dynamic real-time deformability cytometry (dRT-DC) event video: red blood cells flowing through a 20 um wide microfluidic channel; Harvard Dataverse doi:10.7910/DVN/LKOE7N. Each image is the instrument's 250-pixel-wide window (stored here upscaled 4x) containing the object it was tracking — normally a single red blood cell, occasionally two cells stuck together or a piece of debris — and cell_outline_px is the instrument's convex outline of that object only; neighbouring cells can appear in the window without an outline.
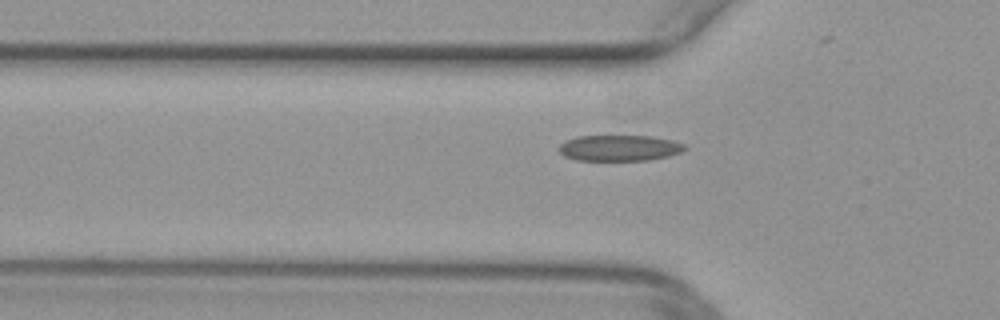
{"species": "common noctule bat (a hibernating species)", "species_latin": "Nyctalus noctula", "temperature_condition": "warm", "stored_images_in_passage": 30, "camera_frame_rate_fps": 3000, "um_per_image_px": 0.085, "animal": {"sex": "female", "body_mass_g": 29.2, "forearm_length_mm": 56.3}, "frame": {"image": 1, "passage_image": 7, "time_ms": 2.0, "image_size_px": [1000, 320], "cell_outline_px": [[688, 148], [680, 152], [668, 156], [648, 160], [576, 160], [564, 156], [560, 152], [560, 144], [564, 140], [576, 136], [652, 136], [672, 140], [684, 144]], "centroid_in_image_um": [52.64, 12.57], "position_along_channel_um": 73.2, "area_um2": 19.02}}
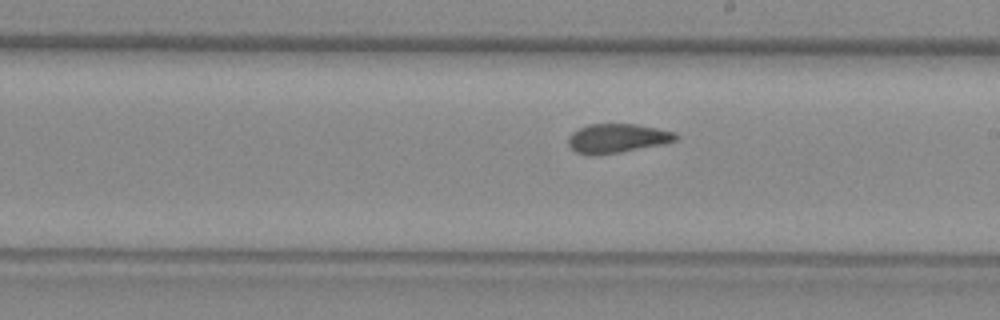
{"frame": {"image": 2, "passage_image": 19, "time_ms": 6.0, "image_size_px": [1000, 320], "cell_outline_px": [[680, 136], [676, 140], [664, 144], [592, 156], [576, 152], [568, 144], [568, 136], [572, 132], [588, 124], [636, 124], [676, 132]], "centroid_in_image_um": [52.46, 11.75], "position_along_channel_um": 236.5, "area_um2": 18.15}}
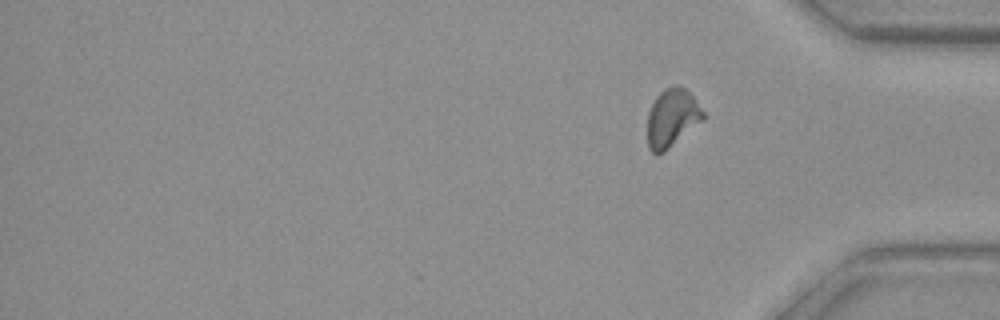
{"frame": {"image": 3, "passage_image": 30, "time_ms": 9.667, "image_size_px": [1000, 320], "cell_outline_px": [[704, 120], [664, 152], [656, 156], [648, 148], [648, 112], [656, 96], [664, 88], [676, 84], [684, 88], [692, 96], [704, 112]], "centroid_in_image_um": [57.11, 10.03], "position_along_channel_um": 378.1, "area_um2": 18.9}}